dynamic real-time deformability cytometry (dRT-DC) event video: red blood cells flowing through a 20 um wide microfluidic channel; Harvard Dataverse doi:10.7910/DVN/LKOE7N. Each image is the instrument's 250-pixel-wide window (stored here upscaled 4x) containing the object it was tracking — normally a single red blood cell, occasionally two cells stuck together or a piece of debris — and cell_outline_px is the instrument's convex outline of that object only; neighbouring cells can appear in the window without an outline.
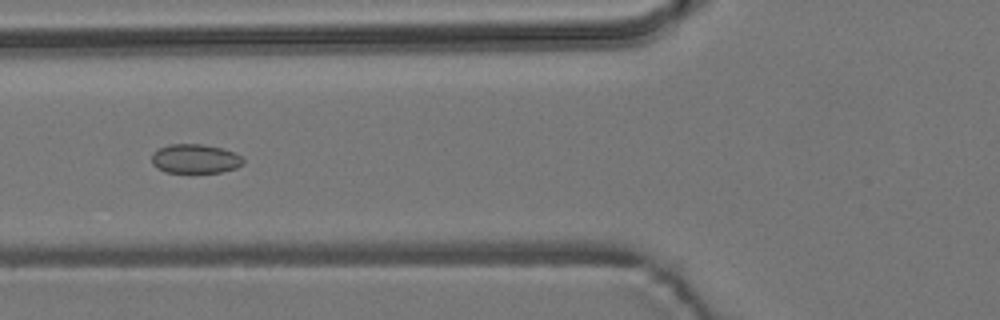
{"species": "common noctule bat (a hibernating species)", "species_latin": "Nyctalus noctula", "temperature_condition": "room temperature", "stored_images_in_passage": 6, "camera_frame_rate_fps": 3000, "um_per_image_px": 0.085, "animal": {"sex": "male", "body_mass_g": 19.2, "forearm_length_mm": 51.8}, "frame": {"image": 1, "passage_image": 4, "time_ms": 4.333, "image_size_px": [1000, 320], "cell_outline_px": [[244, 164], [236, 168], [220, 172], [164, 172], [156, 168], [152, 164], [152, 152], [168, 144], [204, 144], [236, 152], [244, 156]], "centroid_in_image_um": [16.61, 13.49], "position_along_channel_um": 109.2, "area_um2": 15.78}}
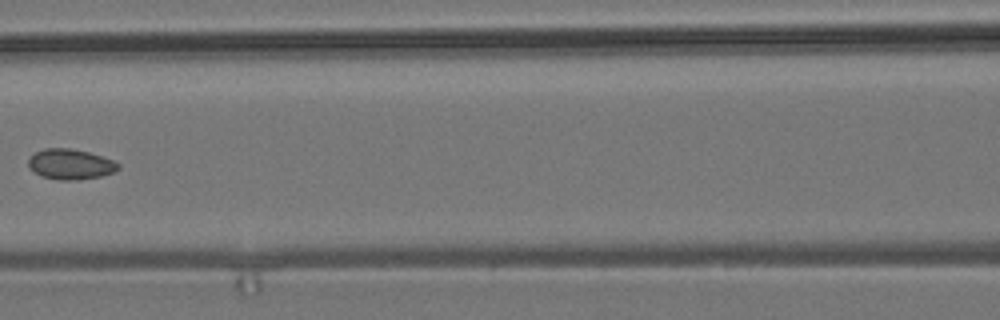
{"frame": {"image": 2, "passage_image": 5, "time_ms": 5.667, "image_size_px": [1000, 320], "cell_outline_px": [[120, 168], [112, 172], [100, 176], [72, 180], [56, 180], [44, 176], [28, 168], [28, 160], [36, 152], [44, 148], [72, 148], [88, 152], [112, 160], [120, 164]], "centroid_in_image_um": [5.97, 13.95], "position_along_channel_um": 160.6, "area_um2": 15.66}}
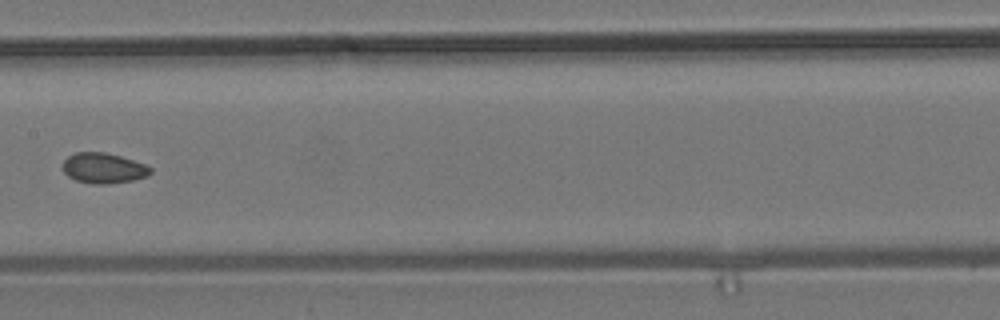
{"frame": {"image": 3, "passage_image": 6, "time_ms": 6.667, "image_size_px": [1000, 320], "cell_outline_px": [[152, 172], [148, 176], [132, 180], [108, 184], [92, 184], [76, 180], [68, 176], [64, 172], [64, 160], [68, 156], [76, 152], [104, 152], [120, 156], [144, 164], [152, 168]], "centroid_in_image_um": [8.81, 14.29], "position_along_channel_um": 198.6, "area_um2": 15.43}}